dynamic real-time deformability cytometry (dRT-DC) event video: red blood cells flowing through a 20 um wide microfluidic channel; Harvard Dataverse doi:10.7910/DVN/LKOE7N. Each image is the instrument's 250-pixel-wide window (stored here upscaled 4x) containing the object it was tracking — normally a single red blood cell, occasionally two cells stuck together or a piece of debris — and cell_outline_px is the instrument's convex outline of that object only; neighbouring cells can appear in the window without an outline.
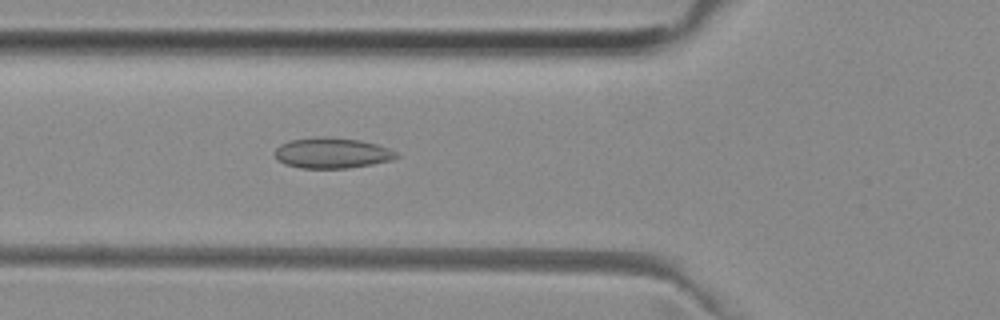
{"species": "common noctule bat (a hibernating species)", "species_latin": "Nyctalus noctula", "temperature_condition": "room temperature", "stored_images_in_passage": 46, "camera_frame_rate_fps": 3000, "um_per_image_px": 0.085, "animal": {"sex": "female", "body_mass_g": 29.2, "forearm_length_mm": 56.3}, "frame": {"image": 1, "passage_image": 17, "time_ms": 5.333, "image_size_px": [1000, 320], "cell_outline_px": [[400, 156], [392, 160], [372, 164], [348, 168], [300, 168], [284, 164], [276, 156], [276, 148], [280, 144], [288, 140], [316, 136], [324, 136], [360, 140], [376, 144], [388, 148], [396, 152]], "centroid_in_image_um": [28.22, 12.99], "position_along_channel_um": 97.6, "area_um2": 21.73}}
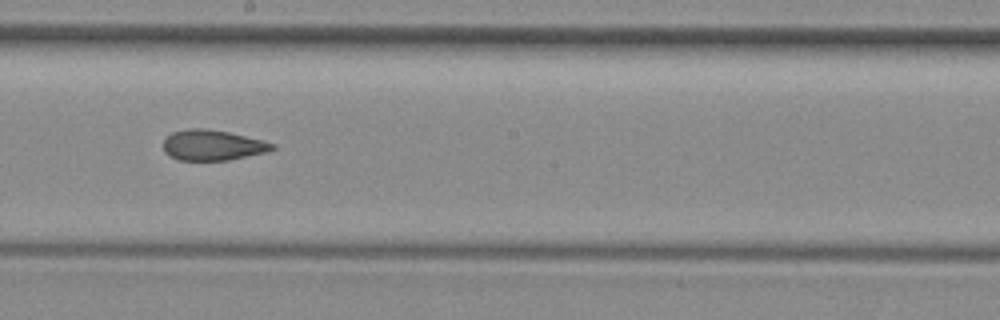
{"frame": {"image": 2, "passage_image": 27, "time_ms": 8.667, "image_size_px": [1000, 320], "cell_outline_px": [[276, 148], [268, 152], [228, 160], [180, 160], [164, 152], [164, 140], [172, 132], [188, 128], [208, 128], [228, 132], [264, 140], [276, 144]], "centroid_in_image_um": [18.11, 12.33], "position_along_channel_um": 230.1, "area_um2": 19.42}}
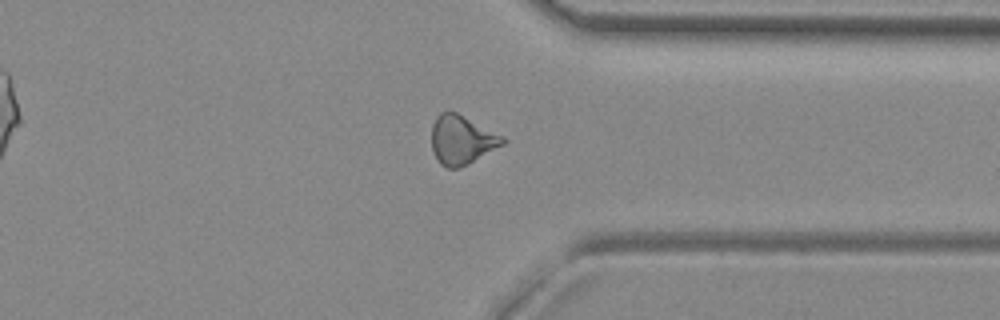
{"frame": {"image": 3, "passage_image": 38, "time_ms": 12.333, "image_size_px": [1000, 320], "cell_outline_px": [[508, 140], [504, 144], [468, 164], [456, 168], [448, 168], [440, 164], [436, 160], [432, 152], [432, 124], [436, 116], [440, 112], [456, 112], [504, 136]], "centroid_in_image_um": [39.24, 11.89], "position_along_channel_um": 372.2, "area_um2": 20.35}, "authors_computed_cell_mechanics": {"area_um2": 20.2011, "velocity_mm_per_s": 3.9714, "shape_relaxation_time_tau1_ms": null, "shape_relaxation_time_tau2_ms": 2.9835, "deformation_change_tau1": null, "deformation_change_tau2": 0.1069}}